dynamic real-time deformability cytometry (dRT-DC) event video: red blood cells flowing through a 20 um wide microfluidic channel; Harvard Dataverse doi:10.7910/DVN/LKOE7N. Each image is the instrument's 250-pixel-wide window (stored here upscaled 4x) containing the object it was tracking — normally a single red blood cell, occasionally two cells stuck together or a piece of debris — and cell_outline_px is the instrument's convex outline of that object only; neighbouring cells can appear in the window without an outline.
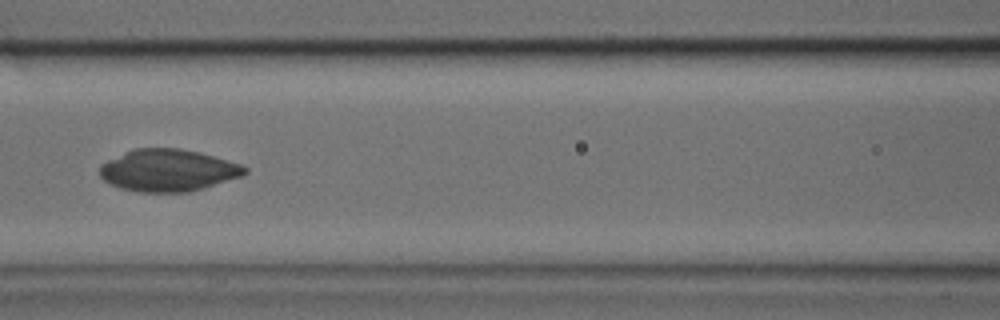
{"species": "common noctule bat (a hibernating species)", "species_latin": "Nyctalus noctula", "temperature_condition": "cold", "stored_images_in_passage": 25, "camera_frame_rate_fps": 3000, "um_per_image_px": 0.085, "animal": {"sex": "male", "body_mass_g": 17.9, "forearm_length_mm": 54.2}, "frame": {"image": 1, "passage_image": 6, "time_ms": 1.667, "image_size_px": [1000, 320], "cell_outline_px": [[248, 172], [244, 176], [204, 188], [188, 192], [136, 192], [120, 188], [104, 180], [100, 176], [100, 164], [108, 160], [136, 148], [180, 148], [200, 152], [240, 164], [248, 168]], "centroid_in_image_um": [14.32, 14.49], "position_along_channel_um": 152.3, "area_um2": 35.6}}
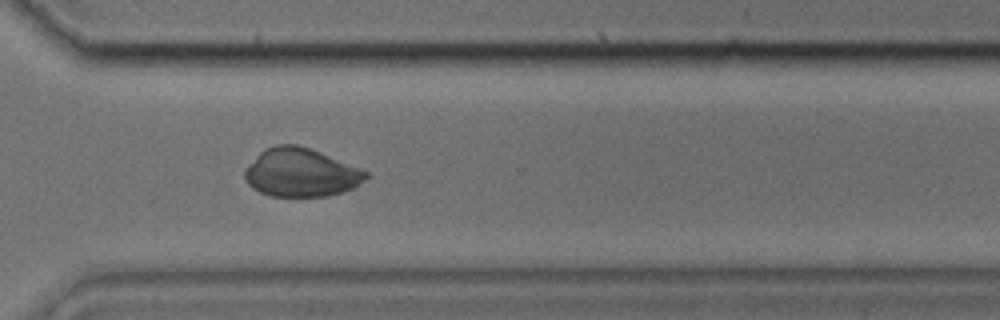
{"frame": {"image": 2, "passage_image": 17, "time_ms": 5.333, "image_size_px": [1000, 320], "cell_outline_px": [[368, 176], [364, 180], [352, 188], [344, 192], [328, 196], [268, 196], [252, 188], [244, 180], [244, 168], [264, 148], [276, 144], [296, 144], [320, 152], [368, 172]], "centroid_in_image_um": [25.52, 14.67], "position_along_channel_um": 345.1, "area_um2": 34.16}}
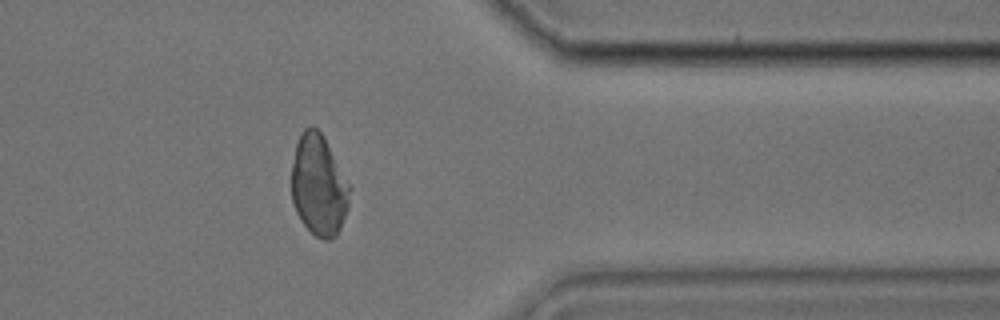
{"frame": {"image": 3, "passage_image": 20, "time_ms": 6.333, "image_size_px": [1000, 320], "cell_outline_px": [[352, 188], [348, 208], [340, 228], [336, 236], [332, 240], [324, 240], [316, 236], [300, 220], [296, 212], [292, 200], [292, 164], [296, 144], [300, 132], [304, 128], [312, 124], [324, 136]], "centroid_in_image_um": [27.11, 15.74], "position_along_channel_um": 384.3, "area_um2": 34.56}}